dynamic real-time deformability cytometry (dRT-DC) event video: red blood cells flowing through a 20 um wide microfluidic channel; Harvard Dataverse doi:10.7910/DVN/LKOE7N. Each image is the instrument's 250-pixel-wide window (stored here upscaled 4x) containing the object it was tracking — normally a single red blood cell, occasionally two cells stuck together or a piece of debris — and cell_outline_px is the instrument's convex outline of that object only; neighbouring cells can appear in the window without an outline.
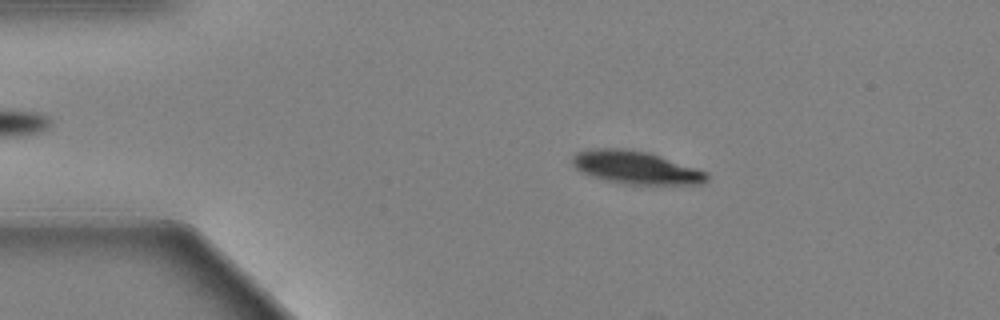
{"species": "Egyptian fruit bat (a non-hibernating species)", "species_latin": "Rousettus aegyptiacus", "temperature_condition": "warm", "stored_images_in_passage": 59, "camera_frame_rate_fps": 3000, "um_per_image_px": 0.085, "animal": {"sex": "female"}, "frame": {"image": 1, "passage_image": 11, "time_ms": 3.333, "image_size_px": [1000, 320], "cell_outline_px": [[708, 176], [700, 184], [624, 184], [592, 176], [576, 168], [572, 164], [572, 156], [576, 152], [596, 148], [624, 148], [648, 152], [704, 172]], "centroid_in_image_um": [53.96, 14.22], "position_along_channel_um": 31.0, "area_um2": 25.09}}
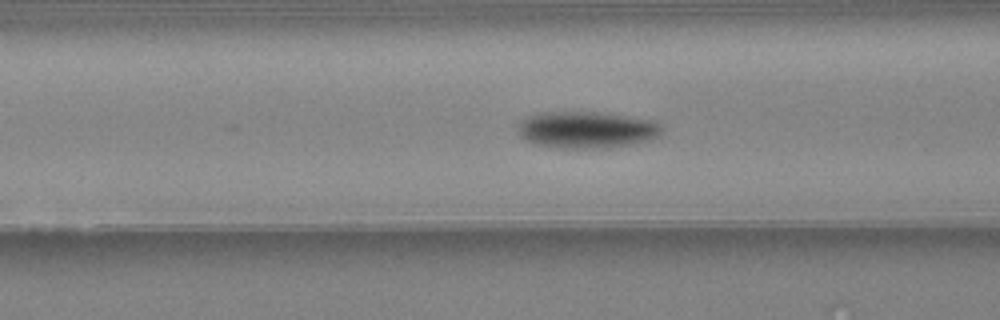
{"frame": {"image": 2, "passage_image": 23, "time_ms": 7.333, "image_size_px": [1000, 320], "cell_outline_px": [[664, 128], [656, 136], [632, 144], [604, 148], [560, 148], [536, 144], [520, 136], [520, 124], [528, 116], [536, 112], [596, 112], [652, 120], [660, 124]], "centroid_in_image_um": [49.85, 11.03], "position_along_channel_um": 116.7, "area_um2": 30.29}}
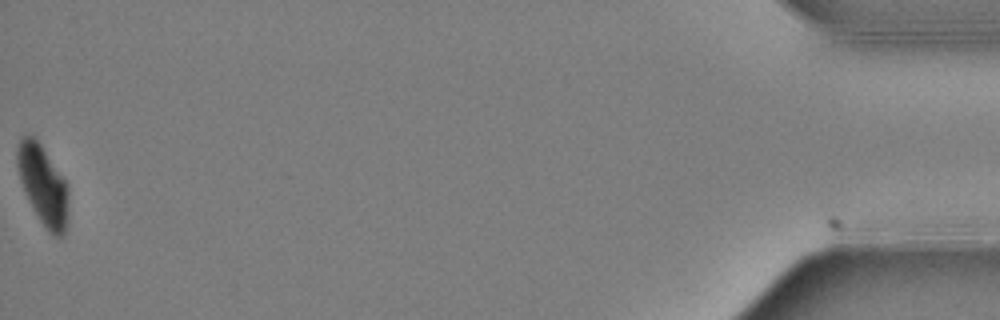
{"frame": {"image": 3, "passage_image": 59, "time_ms": 19.333, "image_size_px": [1000, 320], "cell_outline_px": [[68, 220], [64, 236], [56, 236], [48, 232], [40, 220], [20, 180], [16, 164], [16, 148], [20, 140], [24, 136], [32, 136], [40, 144], [64, 180], [68, 188]], "centroid_in_image_um": [3.67, 15.76], "position_along_channel_um": 431.5, "area_um2": 23.18}, "authors_computed_cell_mechanics": {"area_um2": 26.4146, "velocity_mm_per_s": 3.4561, "shape_relaxation_time_tau1_ms": 2.0468, "shape_relaxation_time_tau2_ms": null, "deformation_change_tau1": 0.1325, "deformation_change_tau2": null}}